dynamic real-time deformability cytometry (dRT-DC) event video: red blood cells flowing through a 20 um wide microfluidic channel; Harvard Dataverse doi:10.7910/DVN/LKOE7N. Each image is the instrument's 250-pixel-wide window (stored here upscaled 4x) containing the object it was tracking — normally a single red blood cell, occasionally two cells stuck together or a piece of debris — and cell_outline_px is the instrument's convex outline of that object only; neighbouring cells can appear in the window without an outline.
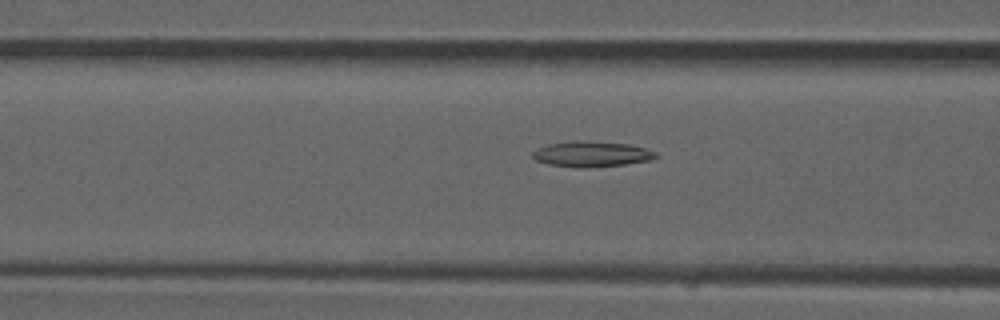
{"species": "common noctule bat (a hibernating species)", "species_latin": "Nyctalus noctula", "temperature_condition": "room temperature", "stored_images_in_passage": 43, "camera_frame_rate_fps": 3000, "um_per_image_px": 0.085, "animal": {"sex": "male", "forearm_length_mm": 52.5}, "frame": {"image": 1, "passage_image": 11, "time_ms": 3.333, "image_size_px": [1000, 320], "cell_outline_px": [[660, 156], [652, 160], [624, 164], [584, 168], [580, 168], [548, 164], [536, 160], [532, 156], [532, 152], [548, 144], [576, 140], [580, 140], [632, 144], [656, 152]], "centroid_in_image_um": [50.33, 13.09], "position_along_channel_um": 116.3, "area_um2": 18.38}}
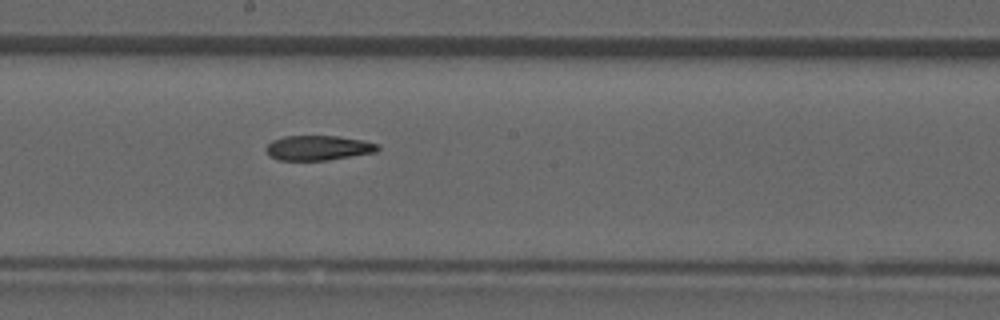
{"frame": {"image": 2, "passage_image": 19, "time_ms": 6.0, "image_size_px": [1000, 320], "cell_outline_px": [[380, 148], [376, 152], [328, 160], [276, 160], [268, 156], [264, 148], [272, 140], [284, 136], [336, 136], [364, 140], [376, 144]], "centroid_in_image_um": [27.0, 12.57], "position_along_channel_um": 221.2, "area_um2": 16.24}}
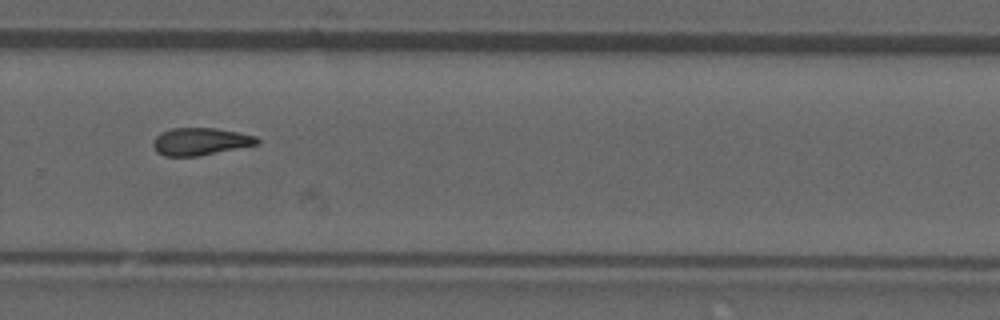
{"frame": {"image": 3, "passage_image": 26, "time_ms": 8.333, "image_size_px": [1000, 320], "cell_outline_px": [[260, 144], [196, 156], [164, 156], [156, 152], [152, 144], [152, 140], [160, 132], [172, 128], [216, 128], [256, 136], [260, 140]], "centroid_in_image_um": [17.0, 12.02], "position_along_channel_um": 312.8, "area_um2": 16.65}, "authors_computed_cell_mechanics": {"area_um2": 16.9354, "velocity_mm_per_s": 3.9401, "shape_relaxation_time_tau1_ms": null, "shape_relaxation_time_tau2_ms": 5.9709, "deformation_change_tau1": null, "deformation_change_tau2": 0.1605}}